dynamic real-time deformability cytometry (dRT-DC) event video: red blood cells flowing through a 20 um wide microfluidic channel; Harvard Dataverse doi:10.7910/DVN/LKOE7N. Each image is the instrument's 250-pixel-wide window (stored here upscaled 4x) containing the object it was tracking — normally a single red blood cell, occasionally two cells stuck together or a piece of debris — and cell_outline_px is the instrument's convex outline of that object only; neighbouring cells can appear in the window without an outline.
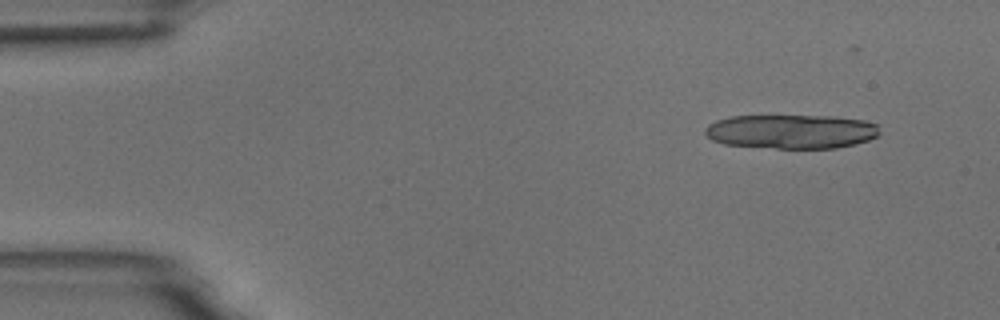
{"species": "common noctule bat (a hibernating species)", "species_latin": "Nyctalus noctula", "temperature_condition": "room temperature", "stored_images_in_passage": 5, "camera_frame_rate_fps": 3000, "um_per_image_px": 0.085, "animal": {"sex": "male", "body_mass_g": 18.8}, "frame": {"image": 1, "passage_image": 2, "time_ms": 1.667, "image_size_px": [1000, 320], "cell_outline_px": [[880, 132], [876, 136], [868, 140], [836, 148], [776, 148], [724, 144], [712, 140], [704, 132], [704, 128], [708, 124], [716, 120], [728, 116], [832, 116], [864, 120], [876, 124]], "centroid_in_image_um": [67.22, 11.17], "position_along_channel_um": 17.8, "area_um2": 34.68}}